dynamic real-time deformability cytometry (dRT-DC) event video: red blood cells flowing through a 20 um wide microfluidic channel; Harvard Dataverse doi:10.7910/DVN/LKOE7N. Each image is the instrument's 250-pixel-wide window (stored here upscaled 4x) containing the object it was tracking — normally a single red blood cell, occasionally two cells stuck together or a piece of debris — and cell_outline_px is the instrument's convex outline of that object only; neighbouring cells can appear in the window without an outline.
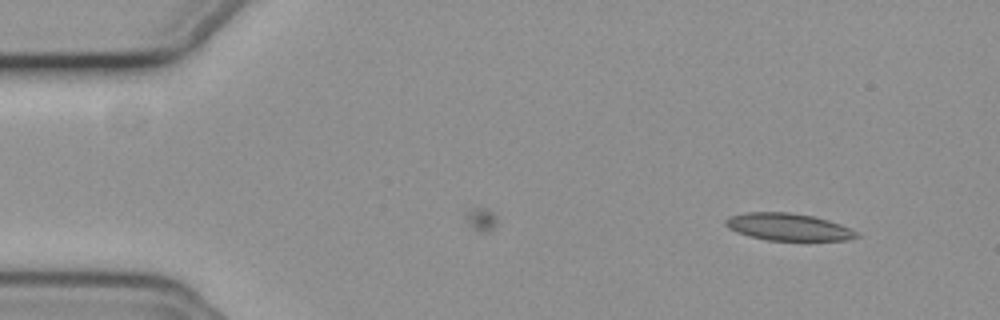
{"species": "common noctule bat (a hibernating species)", "species_latin": "Nyctalus noctula", "temperature_condition": "cold", "stored_images_in_passage": 50, "camera_frame_rate_fps": 3000, "um_per_image_px": 0.085, "animal": {"sex": "female", "body_mass_g": 19.3, "forearm_length_mm": 54.1}, "frame": {"image": 1, "passage_image": 1, "time_ms": 0.0, "image_size_px": [1000, 320], "cell_outline_px": [[860, 236], [844, 240], [764, 240], [748, 236], [736, 232], [728, 228], [724, 224], [724, 220], [728, 216], [748, 212], [788, 212], [812, 216], [828, 220], [840, 224], [856, 232]], "centroid_in_image_um": [66.92, 19.29], "position_along_channel_um": 18.1, "area_um2": 20.69}}
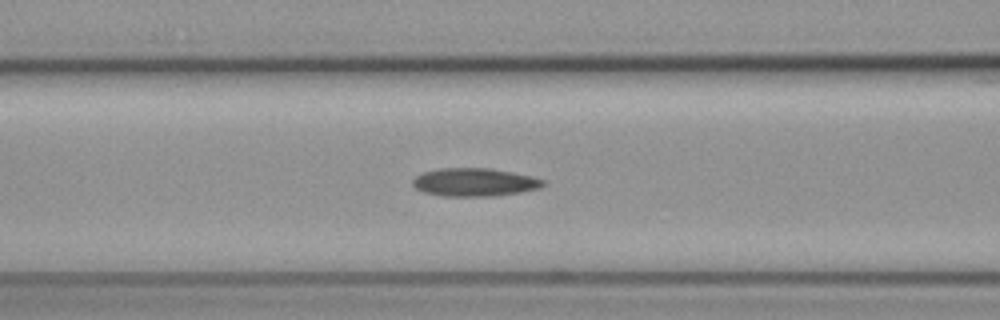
{"frame": {"image": 2, "passage_image": 18, "time_ms": 5.667, "image_size_px": [1000, 320], "cell_outline_px": [[544, 184], [540, 188], [520, 192], [496, 196], [444, 196], [424, 192], [416, 188], [412, 184], [412, 180], [416, 176], [424, 172], [440, 168], [488, 168], [532, 176], [544, 180]], "centroid_in_image_um": [40.33, 15.49], "position_along_channel_um": 126.3, "area_um2": 21.27}}
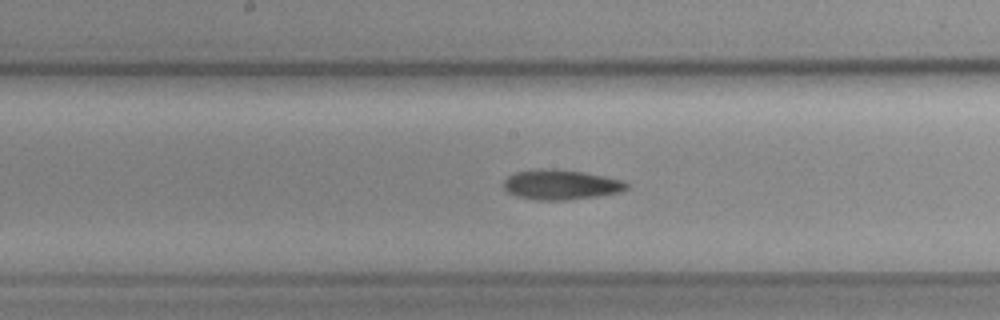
{"frame": {"image": 3, "passage_image": 24, "time_ms": 7.667, "image_size_px": [1000, 320], "cell_outline_px": [[628, 188], [620, 192], [596, 196], [564, 200], [536, 200], [516, 196], [508, 192], [504, 188], [504, 180], [508, 176], [516, 172], [580, 172], [620, 180], [628, 184]], "centroid_in_image_um": [47.67, 15.76], "position_along_channel_um": 200.5, "area_um2": 20.06}}